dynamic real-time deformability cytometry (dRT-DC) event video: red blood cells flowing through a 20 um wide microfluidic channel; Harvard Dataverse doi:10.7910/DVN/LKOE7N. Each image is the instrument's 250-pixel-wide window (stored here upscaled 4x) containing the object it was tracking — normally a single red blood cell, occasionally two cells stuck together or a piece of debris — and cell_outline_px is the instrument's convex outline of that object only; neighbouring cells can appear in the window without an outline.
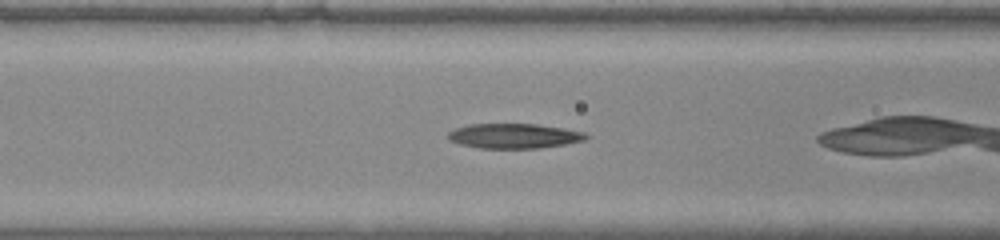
{"species": "common noctule bat (a hibernating species)", "species_latin": "Nyctalus noctula", "temperature_condition": "warm", "stored_images_in_passage": 17, "camera_frame_rate_fps": 3000, "um_per_image_px": 0.085, "animal": {"sex": "male", "body_mass_g": 20.0, "forearm_length_mm": 53.3}, "frame": {"image": 1, "passage_image": 8, "time_ms": 2.333, "image_size_px": [1000, 240], "cell_outline_px": [[588, 136], [584, 140], [564, 144], [536, 148], [480, 148], [460, 144], [448, 140], [448, 132], [456, 128], [468, 124], [536, 124], [564, 128], [584, 132]], "centroid_in_image_um": [43.66, 11.55], "position_along_channel_um": 122.9, "area_um2": 19.83}}